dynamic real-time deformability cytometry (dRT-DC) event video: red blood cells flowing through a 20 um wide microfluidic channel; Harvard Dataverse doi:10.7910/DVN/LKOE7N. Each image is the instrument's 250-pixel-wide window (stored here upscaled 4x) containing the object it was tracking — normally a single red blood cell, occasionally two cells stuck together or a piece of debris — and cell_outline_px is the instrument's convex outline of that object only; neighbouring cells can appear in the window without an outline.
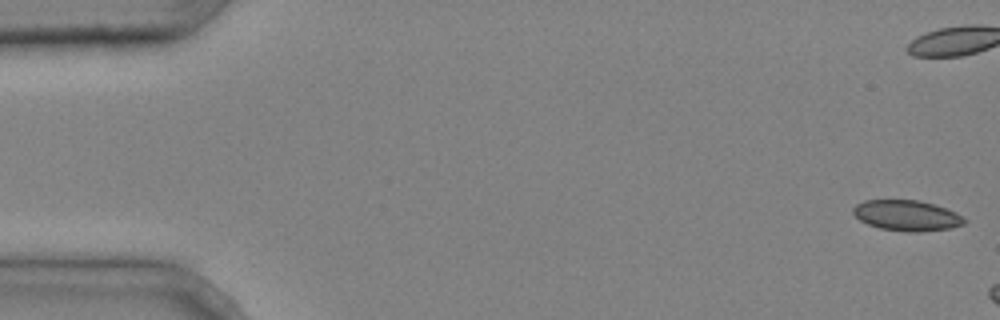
{"species": "common noctule bat (a hibernating species)", "species_latin": "Nyctalus noctula", "temperature_condition": "cold", "stored_images_in_passage": 3, "camera_frame_rate_fps": 3000, "um_per_image_px": 0.085, "animal": {"sex": "male", "body_mass_g": 20.4}, "frame": {"image": 1, "passage_image": 1, "time_ms": 0.0, "image_size_px": [1000, 320], "cell_outline_px": [[968, 220], [964, 224], [952, 228], [920, 232], [908, 232], [880, 228], [868, 224], [860, 220], [852, 212], [852, 208], [856, 204], [864, 200], [920, 200], [956, 212]], "centroid_in_image_um": [77.09, 18.32], "position_along_channel_um": 7.9, "area_um2": 19.88}}